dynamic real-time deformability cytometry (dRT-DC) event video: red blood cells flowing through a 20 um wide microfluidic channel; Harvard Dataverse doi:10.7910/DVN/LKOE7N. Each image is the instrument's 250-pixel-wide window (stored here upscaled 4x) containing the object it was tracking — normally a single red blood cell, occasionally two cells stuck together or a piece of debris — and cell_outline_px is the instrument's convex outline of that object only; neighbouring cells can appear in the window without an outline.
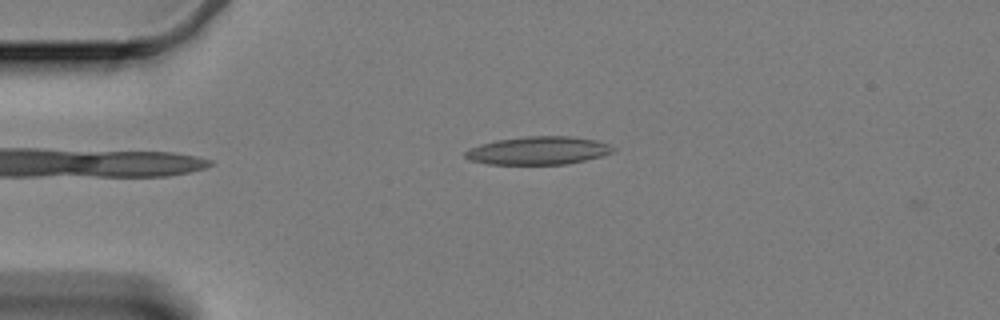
{"species": "Egyptian fruit bat (a non-hibernating species)", "species_latin": "Rousettus aegyptiacus", "temperature_condition": "cold", "stored_images_in_passage": 3, "camera_frame_rate_fps": 3000, "um_per_image_px": 0.085, "animal": {"sex": "female"}, "frame": {"image": 1, "passage_image": 1, "time_ms": 0.0, "image_size_px": [1000, 320], "cell_outline_px": [[616, 152], [568, 164], [488, 164], [468, 160], [464, 156], [464, 152], [468, 148], [480, 144], [496, 140], [528, 136], [568, 136], [596, 140], [608, 144], [616, 148]], "centroid_in_image_um": [45.74, 12.8], "position_along_channel_um": 39.3, "area_um2": 24.28}}